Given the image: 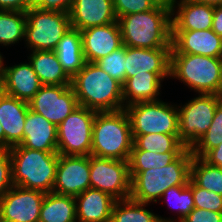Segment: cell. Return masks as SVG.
I'll return each instance as SVG.
<instances>
[{"mask_svg":"<svg viewBox=\"0 0 222 222\" xmlns=\"http://www.w3.org/2000/svg\"><path fill=\"white\" fill-rule=\"evenodd\" d=\"M170 2L154 9L120 17L122 43L134 48H171L172 23Z\"/></svg>","mask_w":222,"mask_h":222,"instance_id":"1","label":"cell"},{"mask_svg":"<svg viewBox=\"0 0 222 222\" xmlns=\"http://www.w3.org/2000/svg\"><path fill=\"white\" fill-rule=\"evenodd\" d=\"M78 104L97 112L124 109L122 84L96 63L86 62L71 79Z\"/></svg>","mask_w":222,"mask_h":222,"instance_id":"2","label":"cell"},{"mask_svg":"<svg viewBox=\"0 0 222 222\" xmlns=\"http://www.w3.org/2000/svg\"><path fill=\"white\" fill-rule=\"evenodd\" d=\"M133 142L131 123L125 109L96 112L91 155L128 161Z\"/></svg>","mask_w":222,"mask_h":222,"instance_id":"3","label":"cell"},{"mask_svg":"<svg viewBox=\"0 0 222 222\" xmlns=\"http://www.w3.org/2000/svg\"><path fill=\"white\" fill-rule=\"evenodd\" d=\"M193 155L186 148L173 162L162 168H151L140 173H130V199L139 203L158 202L172 186L187 185Z\"/></svg>","mask_w":222,"mask_h":222,"instance_id":"4","label":"cell"},{"mask_svg":"<svg viewBox=\"0 0 222 222\" xmlns=\"http://www.w3.org/2000/svg\"><path fill=\"white\" fill-rule=\"evenodd\" d=\"M13 185L45 193L53 191L58 152H44L15 145L9 150Z\"/></svg>","mask_w":222,"mask_h":222,"instance_id":"5","label":"cell"},{"mask_svg":"<svg viewBox=\"0 0 222 222\" xmlns=\"http://www.w3.org/2000/svg\"><path fill=\"white\" fill-rule=\"evenodd\" d=\"M197 94L222 95V58L196 54H170V79Z\"/></svg>","mask_w":222,"mask_h":222,"instance_id":"6","label":"cell"},{"mask_svg":"<svg viewBox=\"0 0 222 222\" xmlns=\"http://www.w3.org/2000/svg\"><path fill=\"white\" fill-rule=\"evenodd\" d=\"M132 135H179L177 105L163 100L138 102L125 107Z\"/></svg>","mask_w":222,"mask_h":222,"instance_id":"7","label":"cell"},{"mask_svg":"<svg viewBox=\"0 0 222 222\" xmlns=\"http://www.w3.org/2000/svg\"><path fill=\"white\" fill-rule=\"evenodd\" d=\"M26 18L24 42L31 51H54L71 28L70 15L65 12L29 9Z\"/></svg>","mask_w":222,"mask_h":222,"instance_id":"8","label":"cell"},{"mask_svg":"<svg viewBox=\"0 0 222 222\" xmlns=\"http://www.w3.org/2000/svg\"><path fill=\"white\" fill-rule=\"evenodd\" d=\"M95 110L78 106L57 126V152L61 155L90 156Z\"/></svg>","mask_w":222,"mask_h":222,"instance_id":"9","label":"cell"},{"mask_svg":"<svg viewBox=\"0 0 222 222\" xmlns=\"http://www.w3.org/2000/svg\"><path fill=\"white\" fill-rule=\"evenodd\" d=\"M222 100L218 94H198L178 108L179 140L191 148L212 123L216 108Z\"/></svg>","mask_w":222,"mask_h":222,"instance_id":"10","label":"cell"},{"mask_svg":"<svg viewBox=\"0 0 222 222\" xmlns=\"http://www.w3.org/2000/svg\"><path fill=\"white\" fill-rule=\"evenodd\" d=\"M90 188L110 194L116 200L130 198L128 161L90 155Z\"/></svg>","mask_w":222,"mask_h":222,"instance_id":"11","label":"cell"},{"mask_svg":"<svg viewBox=\"0 0 222 222\" xmlns=\"http://www.w3.org/2000/svg\"><path fill=\"white\" fill-rule=\"evenodd\" d=\"M28 104L30 110L56 126L79 106L71 85H42Z\"/></svg>","mask_w":222,"mask_h":222,"instance_id":"12","label":"cell"},{"mask_svg":"<svg viewBox=\"0 0 222 222\" xmlns=\"http://www.w3.org/2000/svg\"><path fill=\"white\" fill-rule=\"evenodd\" d=\"M45 192L13 185L0 198V217L6 222H39Z\"/></svg>","mask_w":222,"mask_h":222,"instance_id":"13","label":"cell"},{"mask_svg":"<svg viewBox=\"0 0 222 222\" xmlns=\"http://www.w3.org/2000/svg\"><path fill=\"white\" fill-rule=\"evenodd\" d=\"M90 188V156L59 154L54 193L77 196Z\"/></svg>","mask_w":222,"mask_h":222,"instance_id":"14","label":"cell"},{"mask_svg":"<svg viewBox=\"0 0 222 222\" xmlns=\"http://www.w3.org/2000/svg\"><path fill=\"white\" fill-rule=\"evenodd\" d=\"M170 54H196L222 58V37L212 29L172 30Z\"/></svg>","mask_w":222,"mask_h":222,"instance_id":"15","label":"cell"},{"mask_svg":"<svg viewBox=\"0 0 222 222\" xmlns=\"http://www.w3.org/2000/svg\"><path fill=\"white\" fill-rule=\"evenodd\" d=\"M80 32L86 62L95 63L123 45L118 21L90 27Z\"/></svg>","mask_w":222,"mask_h":222,"instance_id":"16","label":"cell"},{"mask_svg":"<svg viewBox=\"0 0 222 222\" xmlns=\"http://www.w3.org/2000/svg\"><path fill=\"white\" fill-rule=\"evenodd\" d=\"M171 48H134L125 46V80L134 75L170 73Z\"/></svg>","mask_w":222,"mask_h":222,"instance_id":"17","label":"cell"},{"mask_svg":"<svg viewBox=\"0 0 222 222\" xmlns=\"http://www.w3.org/2000/svg\"><path fill=\"white\" fill-rule=\"evenodd\" d=\"M28 109V102L0 92V123L4 130V150L22 142Z\"/></svg>","mask_w":222,"mask_h":222,"instance_id":"18","label":"cell"},{"mask_svg":"<svg viewBox=\"0 0 222 222\" xmlns=\"http://www.w3.org/2000/svg\"><path fill=\"white\" fill-rule=\"evenodd\" d=\"M69 15L71 28L79 31L117 22L113 0H74Z\"/></svg>","mask_w":222,"mask_h":222,"instance_id":"19","label":"cell"},{"mask_svg":"<svg viewBox=\"0 0 222 222\" xmlns=\"http://www.w3.org/2000/svg\"><path fill=\"white\" fill-rule=\"evenodd\" d=\"M170 4L172 30L212 29L214 6L192 0H170Z\"/></svg>","mask_w":222,"mask_h":222,"instance_id":"20","label":"cell"},{"mask_svg":"<svg viewBox=\"0 0 222 222\" xmlns=\"http://www.w3.org/2000/svg\"><path fill=\"white\" fill-rule=\"evenodd\" d=\"M41 86L29 62L6 67L3 63L2 92L5 94L29 102Z\"/></svg>","mask_w":222,"mask_h":222,"instance_id":"21","label":"cell"},{"mask_svg":"<svg viewBox=\"0 0 222 222\" xmlns=\"http://www.w3.org/2000/svg\"><path fill=\"white\" fill-rule=\"evenodd\" d=\"M57 126L28 109L24 123L22 147L44 152H57Z\"/></svg>","mask_w":222,"mask_h":222,"instance_id":"22","label":"cell"},{"mask_svg":"<svg viewBox=\"0 0 222 222\" xmlns=\"http://www.w3.org/2000/svg\"><path fill=\"white\" fill-rule=\"evenodd\" d=\"M77 222H111L116 201L110 194L89 188L75 196Z\"/></svg>","mask_w":222,"mask_h":222,"instance_id":"23","label":"cell"},{"mask_svg":"<svg viewBox=\"0 0 222 222\" xmlns=\"http://www.w3.org/2000/svg\"><path fill=\"white\" fill-rule=\"evenodd\" d=\"M165 78H170V73L147 72L127 78L122 85L124 109L138 102L160 100L158 95Z\"/></svg>","mask_w":222,"mask_h":222,"instance_id":"24","label":"cell"},{"mask_svg":"<svg viewBox=\"0 0 222 222\" xmlns=\"http://www.w3.org/2000/svg\"><path fill=\"white\" fill-rule=\"evenodd\" d=\"M28 61L42 85H71L55 51H30Z\"/></svg>","mask_w":222,"mask_h":222,"instance_id":"25","label":"cell"},{"mask_svg":"<svg viewBox=\"0 0 222 222\" xmlns=\"http://www.w3.org/2000/svg\"><path fill=\"white\" fill-rule=\"evenodd\" d=\"M64 71L72 79L85 65L82 35L78 29L70 28L54 50Z\"/></svg>","mask_w":222,"mask_h":222,"instance_id":"26","label":"cell"},{"mask_svg":"<svg viewBox=\"0 0 222 222\" xmlns=\"http://www.w3.org/2000/svg\"><path fill=\"white\" fill-rule=\"evenodd\" d=\"M39 222H77L75 197L54 192L46 193Z\"/></svg>","mask_w":222,"mask_h":222,"instance_id":"27","label":"cell"},{"mask_svg":"<svg viewBox=\"0 0 222 222\" xmlns=\"http://www.w3.org/2000/svg\"><path fill=\"white\" fill-rule=\"evenodd\" d=\"M150 203H139L132 199L116 200L111 222H172L173 218H163L145 209Z\"/></svg>","mask_w":222,"mask_h":222,"instance_id":"28","label":"cell"},{"mask_svg":"<svg viewBox=\"0 0 222 222\" xmlns=\"http://www.w3.org/2000/svg\"><path fill=\"white\" fill-rule=\"evenodd\" d=\"M132 150H145L163 154L166 152H183L187 147L179 140V135L146 134L132 135Z\"/></svg>","mask_w":222,"mask_h":222,"instance_id":"29","label":"cell"},{"mask_svg":"<svg viewBox=\"0 0 222 222\" xmlns=\"http://www.w3.org/2000/svg\"><path fill=\"white\" fill-rule=\"evenodd\" d=\"M190 179L197 186L222 195V168L209 165L202 158L193 156Z\"/></svg>","mask_w":222,"mask_h":222,"instance_id":"30","label":"cell"},{"mask_svg":"<svg viewBox=\"0 0 222 222\" xmlns=\"http://www.w3.org/2000/svg\"><path fill=\"white\" fill-rule=\"evenodd\" d=\"M26 12L0 10V44L11 46L25 38Z\"/></svg>","mask_w":222,"mask_h":222,"instance_id":"31","label":"cell"},{"mask_svg":"<svg viewBox=\"0 0 222 222\" xmlns=\"http://www.w3.org/2000/svg\"><path fill=\"white\" fill-rule=\"evenodd\" d=\"M182 152H166L157 154L145 150H131L129 173H140L151 168H162L173 162Z\"/></svg>","mask_w":222,"mask_h":222,"instance_id":"32","label":"cell"},{"mask_svg":"<svg viewBox=\"0 0 222 222\" xmlns=\"http://www.w3.org/2000/svg\"><path fill=\"white\" fill-rule=\"evenodd\" d=\"M161 199H164V202L167 200L166 203L169 207L177 210L178 220L174 218L172 222H181L195 207L192 194V180L189 179L187 185L168 188L161 196Z\"/></svg>","mask_w":222,"mask_h":222,"instance_id":"33","label":"cell"},{"mask_svg":"<svg viewBox=\"0 0 222 222\" xmlns=\"http://www.w3.org/2000/svg\"><path fill=\"white\" fill-rule=\"evenodd\" d=\"M222 143V100L219 102L207 132L190 148L192 155L202 158Z\"/></svg>","mask_w":222,"mask_h":222,"instance_id":"34","label":"cell"},{"mask_svg":"<svg viewBox=\"0 0 222 222\" xmlns=\"http://www.w3.org/2000/svg\"><path fill=\"white\" fill-rule=\"evenodd\" d=\"M102 70L122 85L125 82V45L95 62Z\"/></svg>","mask_w":222,"mask_h":222,"instance_id":"35","label":"cell"},{"mask_svg":"<svg viewBox=\"0 0 222 222\" xmlns=\"http://www.w3.org/2000/svg\"><path fill=\"white\" fill-rule=\"evenodd\" d=\"M194 206L199 209L222 212V195L207 191L192 181Z\"/></svg>","mask_w":222,"mask_h":222,"instance_id":"36","label":"cell"},{"mask_svg":"<svg viewBox=\"0 0 222 222\" xmlns=\"http://www.w3.org/2000/svg\"><path fill=\"white\" fill-rule=\"evenodd\" d=\"M117 20L133 13L145 12L154 9L158 0H113Z\"/></svg>","mask_w":222,"mask_h":222,"instance_id":"37","label":"cell"},{"mask_svg":"<svg viewBox=\"0 0 222 222\" xmlns=\"http://www.w3.org/2000/svg\"><path fill=\"white\" fill-rule=\"evenodd\" d=\"M13 186L12 163L8 150H0V198Z\"/></svg>","mask_w":222,"mask_h":222,"instance_id":"38","label":"cell"},{"mask_svg":"<svg viewBox=\"0 0 222 222\" xmlns=\"http://www.w3.org/2000/svg\"><path fill=\"white\" fill-rule=\"evenodd\" d=\"M181 222H222V212L194 207Z\"/></svg>","mask_w":222,"mask_h":222,"instance_id":"39","label":"cell"},{"mask_svg":"<svg viewBox=\"0 0 222 222\" xmlns=\"http://www.w3.org/2000/svg\"><path fill=\"white\" fill-rule=\"evenodd\" d=\"M74 0H44L37 8L45 11H56L70 13Z\"/></svg>","mask_w":222,"mask_h":222,"instance_id":"40","label":"cell"},{"mask_svg":"<svg viewBox=\"0 0 222 222\" xmlns=\"http://www.w3.org/2000/svg\"><path fill=\"white\" fill-rule=\"evenodd\" d=\"M202 159L209 165L222 168V143L209 150Z\"/></svg>","mask_w":222,"mask_h":222,"instance_id":"41","label":"cell"},{"mask_svg":"<svg viewBox=\"0 0 222 222\" xmlns=\"http://www.w3.org/2000/svg\"><path fill=\"white\" fill-rule=\"evenodd\" d=\"M0 10L27 11V0H0Z\"/></svg>","mask_w":222,"mask_h":222,"instance_id":"42","label":"cell"},{"mask_svg":"<svg viewBox=\"0 0 222 222\" xmlns=\"http://www.w3.org/2000/svg\"><path fill=\"white\" fill-rule=\"evenodd\" d=\"M212 30L222 37V5L214 6Z\"/></svg>","mask_w":222,"mask_h":222,"instance_id":"43","label":"cell"},{"mask_svg":"<svg viewBox=\"0 0 222 222\" xmlns=\"http://www.w3.org/2000/svg\"><path fill=\"white\" fill-rule=\"evenodd\" d=\"M44 0H27V10L29 9H37Z\"/></svg>","mask_w":222,"mask_h":222,"instance_id":"44","label":"cell"},{"mask_svg":"<svg viewBox=\"0 0 222 222\" xmlns=\"http://www.w3.org/2000/svg\"><path fill=\"white\" fill-rule=\"evenodd\" d=\"M198 3L212 5V6H221L222 0H192Z\"/></svg>","mask_w":222,"mask_h":222,"instance_id":"45","label":"cell"},{"mask_svg":"<svg viewBox=\"0 0 222 222\" xmlns=\"http://www.w3.org/2000/svg\"><path fill=\"white\" fill-rule=\"evenodd\" d=\"M3 56L0 52V92H2V76H3Z\"/></svg>","mask_w":222,"mask_h":222,"instance_id":"46","label":"cell"},{"mask_svg":"<svg viewBox=\"0 0 222 222\" xmlns=\"http://www.w3.org/2000/svg\"><path fill=\"white\" fill-rule=\"evenodd\" d=\"M0 150H4V130L0 123Z\"/></svg>","mask_w":222,"mask_h":222,"instance_id":"47","label":"cell"},{"mask_svg":"<svg viewBox=\"0 0 222 222\" xmlns=\"http://www.w3.org/2000/svg\"><path fill=\"white\" fill-rule=\"evenodd\" d=\"M159 2H170V0H158Z\"/></svg>","mask_w":222,"mask_h":222,"instance_id":"48","label":"cell"},{"mask_svg":"<svg viewBox=\"0 0 222 222\" xmlns=\"http://www.w3.org/2000/svg\"><path fill=\"white\" fill-rule=\"evenodd\" d=\"M0 222H6L3 218L0 217Z\"/></svg>","mask_w":222,"mask_h":222,"instance_id":"49","label":"cell"}]
</instances>
